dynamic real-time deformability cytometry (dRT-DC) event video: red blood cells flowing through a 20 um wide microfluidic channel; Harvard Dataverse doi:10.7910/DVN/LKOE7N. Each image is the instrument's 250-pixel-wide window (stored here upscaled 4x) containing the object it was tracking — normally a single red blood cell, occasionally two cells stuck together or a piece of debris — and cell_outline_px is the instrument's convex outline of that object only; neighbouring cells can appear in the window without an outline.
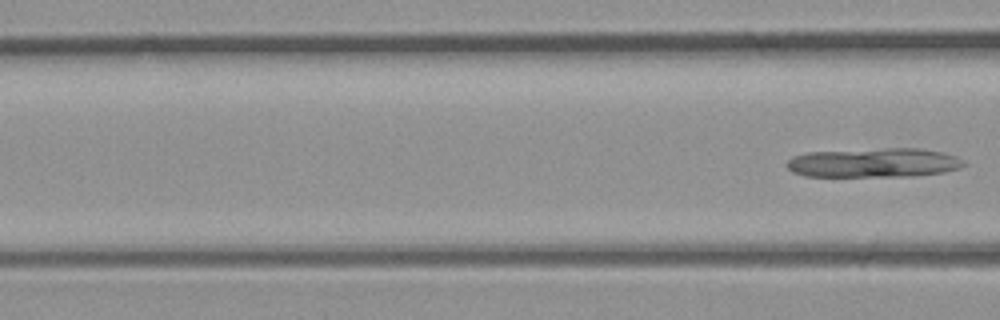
{"species": "common noctule bat (a hibernating species)", "species_latin": "Nyctalus noctula", "temperature_condition": "room temperature", "stored_images_in_passage": 5, "segment_of_instrument_passage": [2, 2], "camera_frame_rate_fps": 3000, "um_per_image_px": 0.085, "animal": {"sex": "male", "body_mass_g": 23.1, "forearm_length_mm": 52.7}, "frame": {"image": 1, "passage_image": 5, "time_ms": 1.333, "image_size_px": [1000, 320], "cell_outline_px": [[968, 164], [960, 168], [944, 172], [912, 176], [804, 176], [792, 172], [784, 164], [792, 156], [804, 152], [884, 148], [920, 148], [940, 152], [956, 156], [964, 160]], "centroid_in_image_um": [74.26, 13.82], "position_along_channel_um": 92.3, "area_um2": 30.52}}